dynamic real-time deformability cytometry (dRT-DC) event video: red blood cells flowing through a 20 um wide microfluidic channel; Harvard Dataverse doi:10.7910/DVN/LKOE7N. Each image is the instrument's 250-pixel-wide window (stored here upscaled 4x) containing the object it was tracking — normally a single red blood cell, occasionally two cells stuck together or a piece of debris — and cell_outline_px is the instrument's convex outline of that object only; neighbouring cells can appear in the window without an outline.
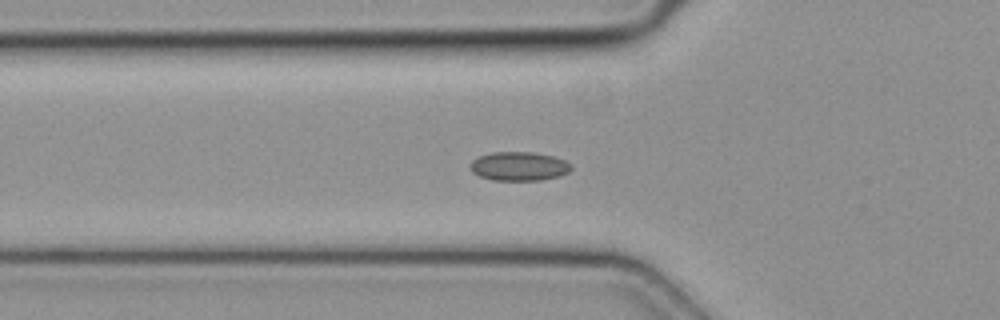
{"species": "common noctule bat (a hibernating species)", "species_latin": "Nyctalus noctula", "temperature_condition": "cold", "stored_images_in_passage": 35, "camera_frame_rate_fps": 3000, "um_per_image_px": 0.085, "animal": {"sex": "female", "body_mass_g": 19.3, "forearm_length_mm": 54.1}, "frame": {"image": 1, "passage_image": 2, "time_ms": 0.333, "image_size_px": [1000, 320], "cell_outline_px": [[572, 168], [568, 172], [560, 176], [540, 180], [492, 180], [480, 176], [472, 172], [468, 168], [468, 164], [472, 160], [480, 156], [492, 152], [532, 152], [552, 156], [564, 160], [572, 164]], "centroid_in_image_um": [44.09, 14.13], "position_along_channel_um": 81.7, "area_um2": 17.11}}
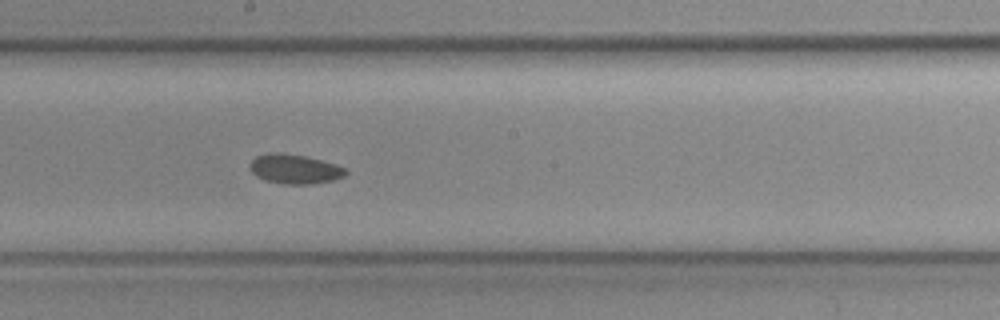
{"frame": {"image": 2, "passage_image": 12, "time_ms": 3.667, "image_size_px": [1000, 320], "cell_outline_px": [[348, 172], [344, 176], [332, 180], [312, 184], [284, 184], [264, 180], [256, 176], [252, 172], [248, 164], [256, 156], [268, 152], [280, 152], [304, 156], [336, 164], [344, 168]], "centroid_in_image_um": [25.01, 14.36], "position_along_channel_um": 223.2, "area_um2": 16.47}}
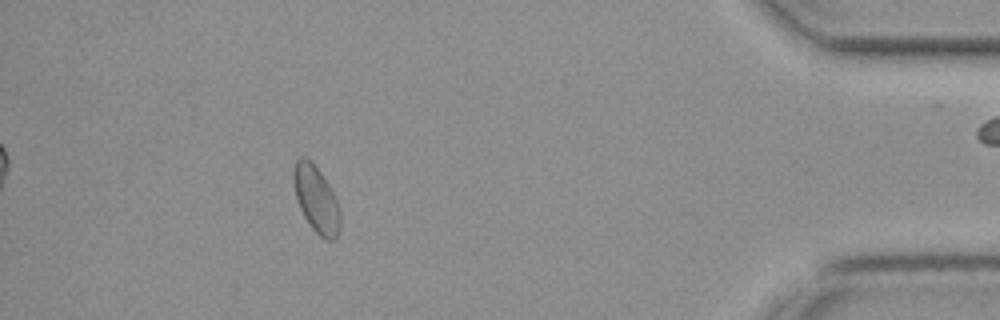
{"frame": {"image": 3, "passage_image": 29, "time_ms": 9.333, "image_size_px": [1000, 320], "cell_outline_px": [[340, 228], [336, 236], [332, 240], [324, 240], [312, 228], [304, 216], [300, 208], [296, 196], [292, 180], [292, 172], [296, 160], [300, 156], [304, 156], [312, 160], [328, 184], [336, 200], [340, 212]], "centroid_in_image_um": [26.85, 16.9], "position_along_channel_um": 408.3, "area_um2": 18.03}}